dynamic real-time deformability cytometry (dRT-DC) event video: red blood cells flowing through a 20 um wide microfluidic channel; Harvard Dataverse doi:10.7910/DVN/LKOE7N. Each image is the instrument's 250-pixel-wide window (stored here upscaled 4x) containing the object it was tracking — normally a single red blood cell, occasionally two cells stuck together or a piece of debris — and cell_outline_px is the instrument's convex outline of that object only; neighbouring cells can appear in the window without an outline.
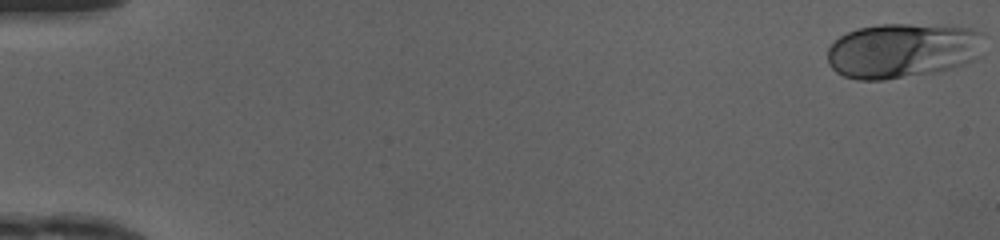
{"species": "human", "species_latin": "Homo sapiens", "temperature_condition": "cold", "stored_images_in_passage": 44, "camera_frame_rate_fps": 3000, "um_per_image_px": 0.085, "donor": {"sex": "female"}, "frame": {"image": 1, "passage_image": 1, "time_ms": 0.0, "image_size_px": [1000, 240], "cell_outline_px": [[980, 56], [976, 60], [940, 72], [884, 80], [856, 80], [844, 76], [836, 72], [828, 64], [828, 48], [840, 36], [856, 28], [880, 24], [908, 24], [972, 28], [980, 32]], "centroid_in_image_um": [76.69, 4.32], "position_along_channel_um": 8.3, "area_um2": 50.29}}
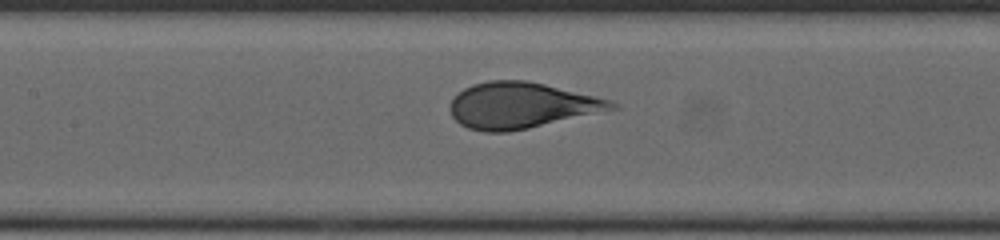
{"frame": {"image": 2, "passage_image": 24, "time_ms": 7.667, "image_size_px": [1000, 240], "cell_outline_px": [[620, 108], [528, 128], [508, 132], [484, 132], [468, 128], [460, 124], [452, 116], [448, 108], [452, 100], [464, 88], [472, 84], [488, 80], [524, 80], [544, 84], [596, 96], [612, 100], [620, 104]], "centroid_in_image_um": [44.31, 8.96], "position_along_channel_um": 163.1, "area_um2": 43.29}}
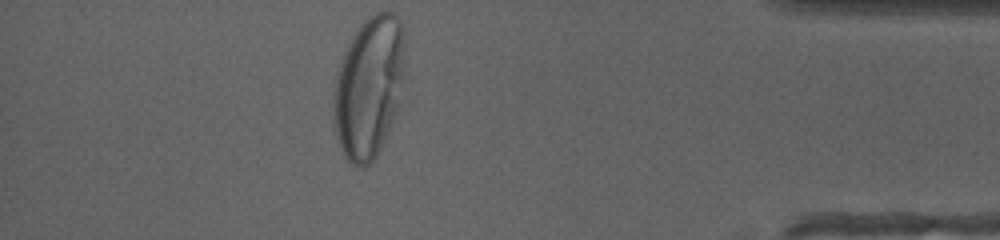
{"frame": {"image": 3, "passage_image": 44, "time_ms": 14.333, "image_size_px": [1000, 240], "cell_outline_px": [[404, 76], [400, 112], [376, 156], [364, 168], [360, 168], [352, 164], [344, 156], [340, 148], [332, 128], [332, 100], [336, 72], [340, 60], [352, 36], [360, 24], [368, 16], [376, 12], [392, 12], [400, 20], [404, 28]], "centroid_in_image_um": [31.36, 7.45], "position_along_channel_um": 403.8, "area_um2": 60.81}, "authors_computed_cell_mechanics": {"area_um2": 45.1707, "velocity_mm_per_s": 4.1612, "shape_relaxation_time_tau1_ms": 3.7666, "shape_relaxation_time_tau2_ms": null, "deformation_change_tau1": 0.1697, "deformation_change_tau2": null}}